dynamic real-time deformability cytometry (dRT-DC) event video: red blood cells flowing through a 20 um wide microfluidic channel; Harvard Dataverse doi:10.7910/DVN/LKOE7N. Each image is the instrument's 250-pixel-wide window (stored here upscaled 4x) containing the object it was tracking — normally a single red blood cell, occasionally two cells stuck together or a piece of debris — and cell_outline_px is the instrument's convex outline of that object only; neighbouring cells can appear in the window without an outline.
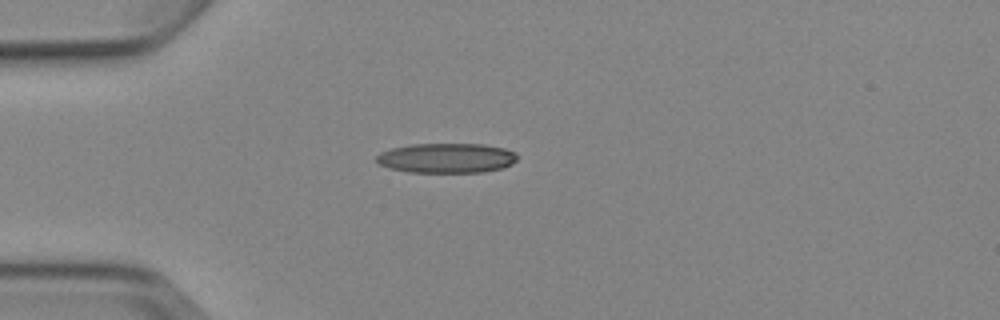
{"species": "Egyptian fruit bat (a non-hibernating species)", "species_latin": "Rousettus aegyptiacus", "temperature_condition": "cold", "stored_images_in_passage": 4, "camera_frame_rate_fps": 3000, "um_per_image_px": 0.085, "animal": {"sex": "female"}, "frame": {"image": 1, "passage_image": 1, "time_ms": 0.0, "image_size_px": [1000, 320], "cell_outline_px": [[516, 160], [512, 164], [504, 168], [484, 172], [408, 172], [392, 168], [380, 164], [376, 160], [376, 156], [380, 152], [392, 148], [412, 144], [484, 144], [504, 148], [516, 152]], "centroid_in_image_um": [37.99, 13.43], "position_along_channel_um": 47.0, "area_um2": 24.45}}
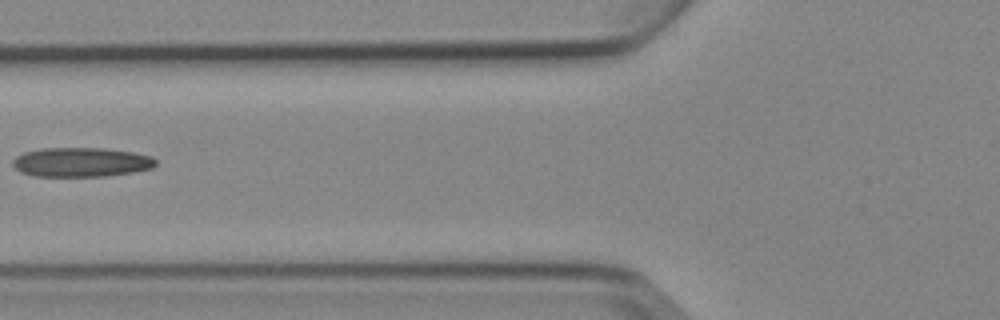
{"frame": {"image": 2, "passage_image": 3, "time_ms": 2.333, "image_size_px": [1000, 320], "cell_outline_px": [[156, 164], [152, 168], [132, 172], [104, 176], [36, 176], [20, 172], [12, 164], [12, 160], [16, 156], [24, 152], [40, 148], [104, 148], [132, 152], [152, 156], [156, 160]], "centroid_in_image_um": [6.88, 13.78], "position_along_channel_um": 118.9, "area_um2": 24.45}}
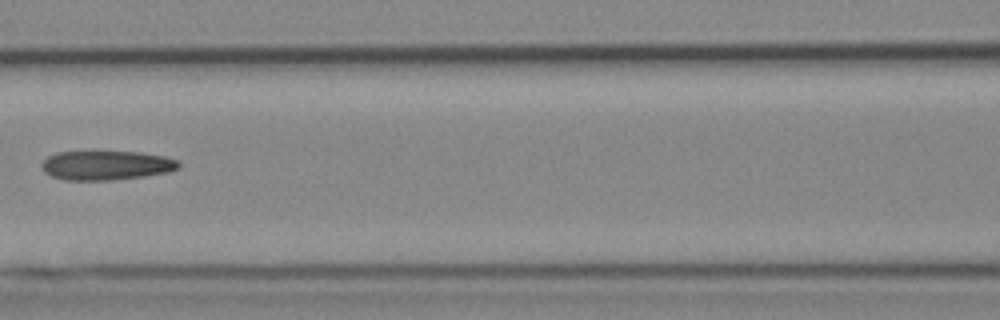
{"frame": {"image": 3, "passage_image": 4, "time_ms": 3.333, "image_size_px": [1000, 320], "cell_outline_px": [[180, 168], [168, 172], [144, 176], [112, 180], [64, 180], [52, 176], [44, 172], [40, 168], [40, 164], [48, 156], [56, 152], [140, 152], [164, 156], [176, 160], [180, 164]], "centroid_in_image_um": [9.01, 14.06], "position_along_channel_um": 157.6, "area_um2": 23.41}}